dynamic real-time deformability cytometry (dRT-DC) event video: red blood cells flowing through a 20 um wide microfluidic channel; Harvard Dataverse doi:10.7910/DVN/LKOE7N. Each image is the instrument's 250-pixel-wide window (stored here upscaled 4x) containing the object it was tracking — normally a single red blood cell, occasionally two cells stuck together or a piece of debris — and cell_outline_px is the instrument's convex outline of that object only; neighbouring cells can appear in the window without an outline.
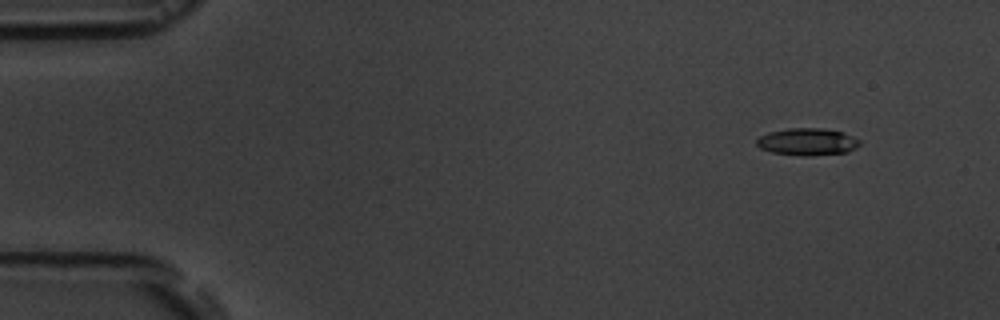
{"species": "common noctule bat (a hibernating species)", "species_latin": "Nyctalus noctula", "temperature_condition": "room temperature", "stored_images_in_passage": 5, "camera_frame_rate_fps": 3000, "um_per_image_px": 0.085, "animal": {"sex": "male", "body_mass_g": 19.5, "forearm_length_mm": 54.6}, "frame": {"image": 1, "passage_image": 2, "time_ms": 1.333, "image_size_px": [1000, 320], "cell_outline_px": [[860, 144], [856, 148], [848, 152], [808, 156], [804, 156], [772, 152], [760, 148], [756, 144], [756, 140], [760, 136], [768, 132], [788, 128], [824, 128], [844, 132], [860, 140]], "centroid_in_image_um": [68.64, 12.04], "position_along_channel_um": 16.4, "area_um2": 16.42}}
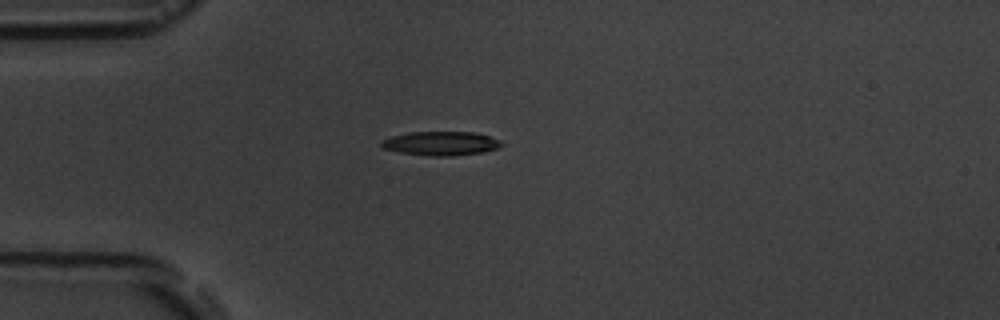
{"frame": {"image": 2, "passage_image": 5, "time_ms": 4.667, "image_size_px": [1000, 320], "cell_outline_px": [[504, 144], [496, 148], [484, 152], [452, 156], [432, 156], [400, 152], [384, 148], [380, 144], [380, 140], [392, 136], [408, 132], [472, 132], [488, 136], [500, 140]], "centroid_in_image_um": [37.46, 12.19], "position_along_channel_um": 47.5, "area_um2": 16.7}}